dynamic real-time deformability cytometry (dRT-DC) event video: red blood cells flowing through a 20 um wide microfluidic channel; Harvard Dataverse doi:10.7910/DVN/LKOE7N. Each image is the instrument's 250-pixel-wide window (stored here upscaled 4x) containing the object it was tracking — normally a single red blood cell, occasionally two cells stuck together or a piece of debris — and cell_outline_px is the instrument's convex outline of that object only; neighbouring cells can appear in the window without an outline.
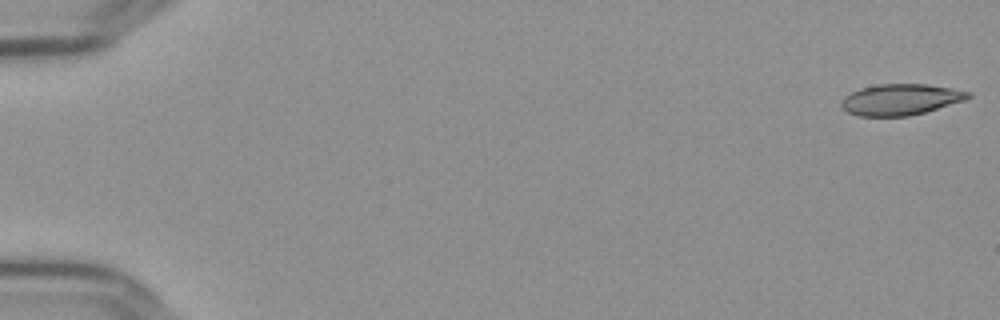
{"species": "Egyptian fruit bat (a non-hibernating species)", "species_latin": "Rousettus aegyptiacus", "temperature_condition": "cold", "stored_images_in_passage": 16, "camera_frame_rate_fps": 3000, "um_per_image_px": 0.085, "frame": {"image": 1, "passage_image": 1, "time_ms": 0.0, "image_size_px": [1000, 320], "cell_outline_px": [[972, 96], [964, 100], [924, 112], [908, 116], [860, 116], [848, 112], [840, 108], [840, 100], [844, 96], [860, 88], [880, 84], [924, 84], [952, 88], [972, 92]], "centroid_in_image_um": [76.51, 8.46], "position_along_channel_um": 8.5, "area_um2": 22.95}}
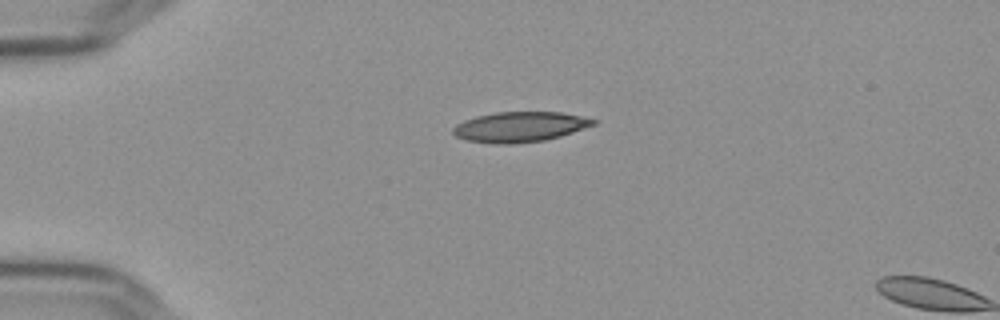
{"frame": {"image": 2, "passage_image": 14, "time_ms": 4.333, "image_size_px": [1000, 320], "cell_outline_px": [[596, 124], [560, 136], [544, 140], [504, 144], [496, 144], [468, 140], [456, 136], [452, 132], [452, 128], [456, 124], [464, 120], [476, 116], [496, 112], [560, 112], [580, 116], [596, 120]], "centroid_in_image_um": [44.15, 10.77], "position_along_channel_um": 40.8, "area_um2": 24.39}}